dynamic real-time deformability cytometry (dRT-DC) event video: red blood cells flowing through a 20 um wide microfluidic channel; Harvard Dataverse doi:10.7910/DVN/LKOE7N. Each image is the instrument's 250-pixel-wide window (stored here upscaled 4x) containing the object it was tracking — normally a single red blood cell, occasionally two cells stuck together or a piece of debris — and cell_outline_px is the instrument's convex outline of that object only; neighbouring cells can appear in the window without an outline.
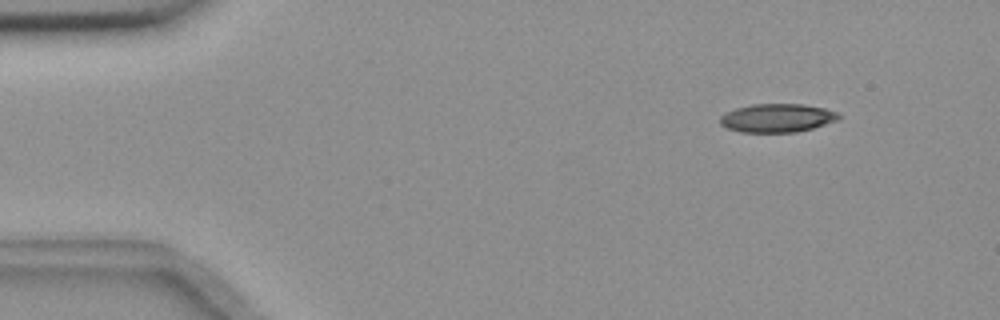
{"species": "common noctule bat (a hibernating species)", "species_latin": "Nyctalus noctula", "temperature_condition": "room temperature", "stored_images_in_passage": 5, "camera_frame_rate_fps": 3000, "um_per_image_px": 0.085, "animal": {"sex": "female", "body_mass_g": 18.4}, "frame": {"image": 1, "passage_image": 2, "time_ms": 0.333, "image_size_px": [1000, 320], "cell_outline_px": [[840, 120], [812, 128], [796, 132], [740, 132], [728, 128], [720, 124], [720, 116], [724, 112], [736, 108], [752, 104], [804, 104], [824, 108], [836, 112], [840, 116]], "centroid_in_image_um": [66.05, 10.02], "position_along_channel_um": 19.0, "area_um2": 19.77}}